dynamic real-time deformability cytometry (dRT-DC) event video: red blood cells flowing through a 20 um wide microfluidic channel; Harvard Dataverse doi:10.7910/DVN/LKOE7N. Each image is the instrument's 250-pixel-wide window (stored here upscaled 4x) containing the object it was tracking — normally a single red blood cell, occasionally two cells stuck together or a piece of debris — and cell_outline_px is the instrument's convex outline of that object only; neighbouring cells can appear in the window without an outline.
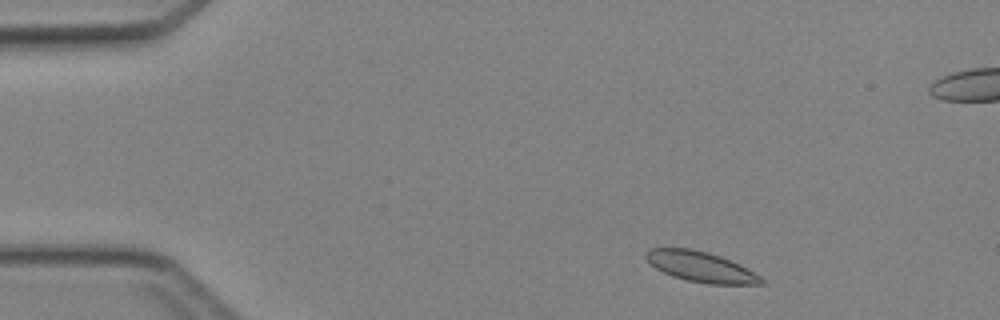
{"species": "Egyptian fruit bat (a non-hibernating species)", "species_latin": "Rousettus aegyptiacus", "temperature_condition": "cold", "stored_images_in_passage": 4, "segment_of_instrument_passage": [2, 2], "camera_frame_rate_fps": 3000, "um_per_image_px": 0.085, "animal": {"sex": "female"}, "frame": {"image": 1, "passage_image": 4, "time_ms": 4.667, "image_size_px": [1000, 320], "cell_outline_px": [[764, 284], [708, 284], [688, 280], [672, 276], [656, 268], [644, 256], [644, 252], [648, 248], [688, 248], [708, 252], [720, 256], [740, 264], [760, 276], [764, 280]], "centroid_in_image_um": [59.56, 22.67], "position_along_channel_um": 25.4, "area_um2": 20.29}}